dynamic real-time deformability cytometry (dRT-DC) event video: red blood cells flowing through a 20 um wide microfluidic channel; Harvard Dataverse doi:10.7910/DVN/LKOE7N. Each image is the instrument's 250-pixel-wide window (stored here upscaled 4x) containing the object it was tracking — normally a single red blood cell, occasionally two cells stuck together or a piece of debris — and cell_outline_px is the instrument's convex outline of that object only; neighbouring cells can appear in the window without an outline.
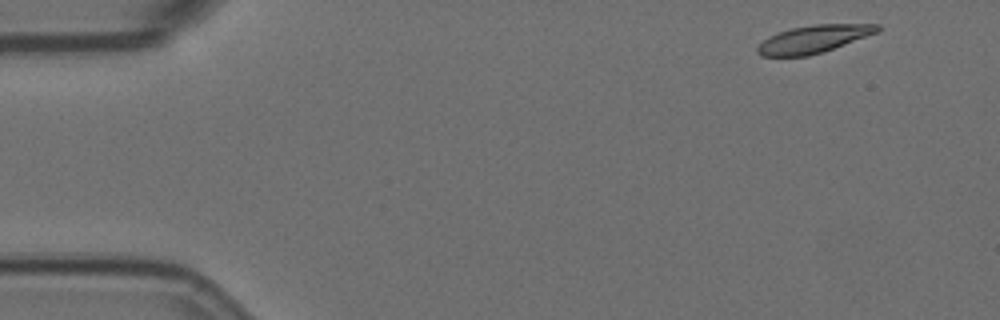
{"species": "Egyptian fruit bat (a non-hibernating species)", "species_latin": "Rousettus aegyptiacus", "temperature_condition": "room temperature", "stored_images_in_passage": 5, "camera_frame_rate_fps": 3000, "um_per_image_px": 0.085, "animal": {"sex": "female"}, "frame": {"image": 1, "passage_image": 1, "time_ms": 0.0, "image_size_px": [1000, 320], "cell_outline_px": [[880, 32], [824, 52], [808, 56], [760, 56], [756, 52], [756, 48], [768, 36], [792, 28], [816, 24], [880, 24]], "centroid_in_image_um": [69.19, 3.33], "position_along_channel_um": 15.8, "area_um2": 19.42}}
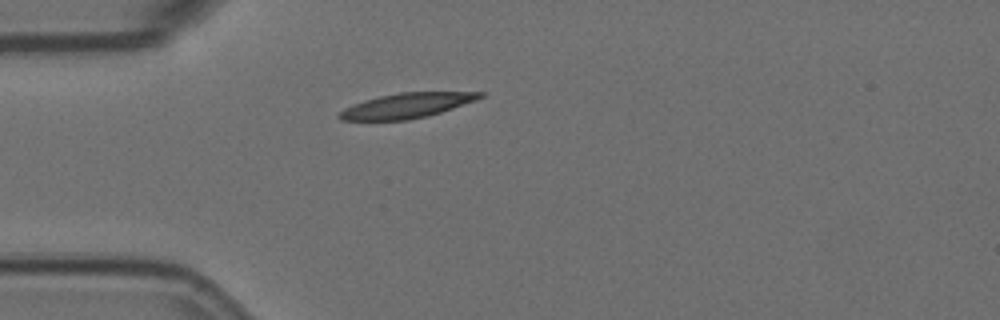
{"frame": {"image": 2, "passage_image": 4, "time_ms": 1.0, "image_size_px": [1000, 320], "cell_outline_px": [[484, 96], [476, 100], [428, 116], [408, 120], [340, 120], [336, 116], [344, 108], [352, 104], [364, 100], [380, 96], [400, 92], [484, 92]], "centroid_in_image_um": [34.54, 8.97], "position_along_channel_um": 50.5, "area_um2": 20.35}}